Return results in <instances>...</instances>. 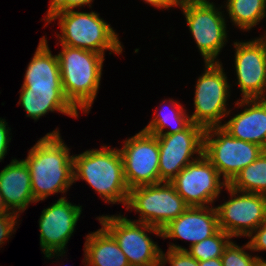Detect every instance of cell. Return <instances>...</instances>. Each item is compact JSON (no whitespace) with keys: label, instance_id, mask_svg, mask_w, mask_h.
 Listing matches in <instances>:
<instances>
[{"label":"cell","instance_id":"obj_11","mask_svg":"<svg viewBox=\"0 0 266 266\" xmlns=\"http://www.w3.org/2000/svg\"><path fill=\"white\" fill-rule=\"evenodd\" d=\"M47 207L42 210L38 221L40 248L46 259L54 257L58 261L66 256V246L84 209L82 205L72 204L66 197H60Z\"/></svg>","mask_w":266,"mask_h":266},{"label":"cell","instance_id":"obj_26","mask_svg":"<svg viewBox=\"0 0 266 266\" xmlns=\"http://www.w3.org/2000/svg\"><path fill=\"white\" fill-rule=\"evenodd\" d=\"M246 250L251 251V253ZM259 259L264 258H261L260 255H252L249 242L239 246L233 240L228 244L221 256L223 266H256Z\"/></svg>","mask_w":266,"mask_h":266},{"label":"cell","instance_id":"obj_10","mask_svg":"<svg viewBox=\"0 0 266 266\" xmlns=\"http://www.w3.org/2000/svg\"><path fill=\"white\" fill-rule=\"evenodd\" d=\"M229 200L215 206L219 229L232 238L248 237L266 221V195L225 188Z\"/></svg>","mask_w":266,"mask_h":266},{"label":"cell","instance_id":"obj_16","mask_svg":"<svg viewBox=\"0 0 266 266\" xmlns=\"http://www.w3.org/2000/svg\"><path fill=\"white\" fill-rule=\"evenodd\" d=\"M163 239L184 240L189 248L214 235L218 230V215L215 206H188L176 219L162 229Z\"/></svg>","mask_w":266,"mask_h":266},{"label":"cell","instance_id":"obj_30","mask_svg":"<svg viewBox=\"0 0 266 266\" xmlns=\"http://www.w3.org/2000/svg\"><path fill=\"white\" fill-rule=\"evenodd\" d=\"M249 245L252 252L266 251V221H264L257 229H255L249 236Z\"/></svg>","mask_w":266,"mask_h":266},{"label":"cell","instance_id":"obj_24","mask_svg":"<svg viewBox=\"0 0 266 266\" xmlns=\"http://www.w3.org/2000/svg\"><path fill=\"white\" fill-rule=\"evenodd\" d=\"M231 188L266 195V150L228 184Z\"/></svg>","mask_w":266,"mask_h":266},{"label":"cell","instance_id":"obj_35","mask_svg":"<svg viewBox=\"0 0 266 266\" xmlns=\"http://www.w3.org/2000/svg\"><path fill=\"white\" fill-rule=\"evenodd\" d=\"M176 4H187V3H214L210 0H175Z\"/></svg>","mask_w":266,"mask_h":266},{"label":"cell","instance_id":"obj_36","mask_svg":"<svg viewBox=\"0 0 266 266\" xmlns=\"http://www.w3.org/2000/svg\"><path fill=\"white\" fill-rule=\"evenodd\" d=\"M256 266H266V260L265 259H259Z\"/></svg>","mask_w":266,"mask_h":266},{"label":"cell","instance_id":"obj_32","mask_svg":"<svg viewBox=\"0 0 266 266\" xmlns=\"http://www.w3.org/2000/svg\"><path fill=\"white\" fill-rule=\"evenodd\" d=\"M143 2L160 10H170V8L176 7L175 0H143Z\"/></svg>","mask_w":266,"mask_h":266},{"label":"cell","instance_id":"obj_8","mask_svg":"<svg viewBox=\"0 0 266 266\" xmlns=\"http://www.w3.org/2000/svg\"><path fill=\"white\" fill-rule=\"evenodd\" d=\"M187 208L188 205L170 182L130 188L126 204L127 211L139 213V218L134 221L160 229L179 217Z\"/></svg>","mask_w":266,"mask_h":266},{"label":"cell","instance_id":"obj_1","mask_svg":"<svg viewBox=\"0 0 266 266\" xmlns=\"http://www.w3.org/2000/svg\"><path fill=\"white\" fill-rule=\"evenodd\" d=\"M58 128L39 138L22 159L31 174V190L36 202L61 193L65 198L74 183L73 153ZM71 154V155H70Z\"/></svg>","mask_w":266,"mask_h":266},{"label":"cell","instance_id":"obj_9","mask_svg":"<svg viewBox=\"0 0 266 266\" xmlns=\"http://www.w3.org/2000/svg\"><path fill=\"white\" fill-rule=\"evenodd\" d=\"M264 150L258 144L230 136L221 127L204 130L203 155L228 184Z\"/></svg>","mask_w":266,"mask_h":266},{"label":"cell","instance_id":"obj_27","mask_svg":"<svg viewBox=\"0 0 266 266\" xmlns=\"http://www.w3.org/2000/svg\"><path fill=\"white\" fill-rule=\"evenodd\" d=\"M170 266H199V261L193 258L187 251H177L167 249V252H161V264Z\"/></svg>","mask_w":266,"mask_h":266},{"label":"cell","instance_id":"obj_31","mask_svg":"<svg viewBox=\"0 0 266 266\" xmlns=\"http://www.w3.org/2000/svg\"><path fill=\"white\" fill-rule=\"evenodd\" d=\"M11 128L8 127V122H6V119L0 118V162L4 160L8 149H9V143L11 142L10 134L12 135Z\"/></svg>","mask_w":266,"mask_h":266},{"label":"cell","instance_id":"obj_25","mask_svg":"<svg viewBox=\"0 0 266 266\" xmlns=\"http://www.w3.org/2000/svg\"><path fill=\"white\" fill-rule=\"evenodd\" d=\"M232 241V237L219 229L214 235L192 245L189 249L176 243H169L168 249L187 251L197 261L221 258L225 248Z\"/></svg>","mask_w":266,"mask_h":266},{"label":"cell","instance_id":"obj_7","mask_svg":"<svg viewBox=\"0 0 266 266\" xmlns=\"http://www.w3.org/2000/svg\"><path fill=\"white\" fill-rule=\"evenodd\" d=\"M184 15L186 25L198 47L204 63L221 62V50L228 43L227 18L223 5L216 3L176 4Z\"/></svg>","mask_w":266,"mask_h":266},{"label":"cell","instance_id":"obj_3","mask_svg":"<svg viewBox=\"0 0 266 266\" xmlns=\"http://www.w3.org/2000/svg\"><path fill=\"white\" fill-rule=\"evenodd\" d=\"M57 54L65 97L84 114L91 111L97 97L105 55L62 45Z\"/></svg>","mask_w":266,"mask_h":266},{"label":"cell","instance_id":"obj_19","mask_svg":"<svg viewBox=\"0 0 266 266\" xmlns=\"http://www.w3.org/2000/svg\"><path fill=\"white\" fill-rule=\"evenodd\" d=\"M0 193L9 210L21 215L34 200L31 190V174L23 160L12 159L0 171Z\"/></svg>","mask_w":266,"mask_h":266},{"label":"cell","instance_id":"obj_22","mask_svg":"<svg viewBox=\"0 0 266 266\" xmlns=\"http://www.w3.org/2000/svg\"><path fill=\"white\" fill-rule=\"evenodd\" d=\"M182 105L172 98L164 99L157 108L158 110L155 109L151 121L142 130L154 136L185 130L192 122L186 107Z\"/></svg>","mask_w":266,"mask_h":266},{"label":"cell","instance_id":"obj_14","mask_svg":"<svg viewBox=\"0 0 266 266\" xmlns=\"http://www.w3.org/2000/svg\"><path fill=\"white\" fill-rule=\"evenodd\" d=\"M119 152L124 176L130 188L159 183V146L157 136L140 130L122 141Z\"/></svg>","mask_w":266,"mask_h":266},{"label":"cell","instance_id":"obj_28","mask_svg":"<svg viewBox=\"0 0 266 266\" xmlns=\"http://www.w3.org/2000/svg\"><path fill=\"white\" fill-rule=\"evenodd\" d=\"M94 0H50L49 8L46 11V16L42 20L47 22L55 13L70 10L79 9L84 6H89L92 8V3Z\"/></svg>","mask_w":266,"mask_h":266},{"label":"cell","instance_id":"obj_13","mask_svg":"<svg viewBox=\"0 0 266 266\" xmlns=\"http://www.w3.org/2000/svg\"><path fill=\"white\" fill-rule=\"evenodd\" d=\"M249 41L233 42L234 69L241 99L266 98V31Z\"/></svg>","mask_w":266,"mask_h":266},{"label":"cell","instance_id":"obj_23","mask_svg":"<svg viewBox=\"0 0 266 266\" xmlns=\"http://www.w3.org/2000/svg\"><path fill=\"white\" fill-rule=\"evenodd\" d=\"M227 19L232 26L241 31L248 32L260 24L266 17V0H225Z\"/></svg>","mask_w":266,"mask_h":266},{"label":"cell","instance_id":"obj_17","mask_svg":"<svg viewBox=\"0 0 266 266\" xmlns=\"http://www.w3.org/2000/svg\"><path fill=\"white\" fill-rule=\"evenodd\" d=\"M235 107L240 112L230 116L232 108L221 128L230 136L258 144L266 150V98L264 99H238ZM243 107V108H242Z\"/></svg>","mask_w":266,"mask_h":266},{"label":"cell","instance_id":"obj_6","mask_svg":"<svg viewBox=\"0 0 266 266\" xmlns=\"http://www.w3.org/2000/svg\"><path fill=\"white\" fill-rule=\"evenodd\" d=\"M204 72L199 75L194 92V112L189 114L191 122L204 130L221 127L230 108L227 106L231 85L222 62L204 63Z\"/></svg>","mask_w":266,"mask_h":266},{"label":"cell","instance_id":"obj_4","mask_svg":"<svg viewBox=\"0 0 266 266\" xmlns=\"http://www.w3.org/2000/svg\"><path fill=\"white\" fill-rule=\"evenodd\" d=\"M99 15L92 10L80 12L70 9L55 13L45 26L52 21H58L60 32L55 33L58 37L56 41L59 40L57 45L82 48L102 55H105L106 51H110V55H121L124 45L119 40V34Z\"/></svg>","mask_w":266,"mask_h":266},{"label":"cell","instance_id":"obj_5","mask_svg":"<svg viewBox=\"0 0 266 266\" xmlns=\"http://www.w3.org/2000/svg\"><path fill=\"white\" fill-rule=\"evenodd\" d=\"M96 220L116 240L130 266H160L162 249L149 236L162 237L160 228L128 219L120 213L101 215Z\"/></svg>","mask_w":266,"mask_h":266},{"label":"cell","instance_id":"obj_18","mask_svg":"<svg viewBox=\"0 0 266 266\" xmlns=\"http://www.w3.org/2000/svg\"><path fill=\"white\" fill-rule=\"evenodd\" d=\"M33 55L21 87H28L30 92H63L58 56L52 54L45 35Z\"/></svg>","mask_w":266,"mask_h":266},{"label":"cell","instance_id":"obj_15","mask_svg":"<svg viewBox=\"0 0 266 266\" xmlns=\"http://www.w3.org/2000/svg\"><path fill=\"white\" fill-rule=\"evenodd\" d=\"M203 136L204 129L194 123L181 132L157 135L159 183L170 182L184 167L203 154Z\"/></svg>","mask_w":266,"mask_h":266},{"label":"cell","instance_id":"obj_20","mask_svg":"<svg viewBox=\"0 0 266 266\" xmlns=\"http://www.w3.org/2000/svg\"><path fill=\"white\" fill-rule=\"evenodd\" d=\"M84 266H130L113 236L102 226L85 236Z\"/></svg>","mask_w":266,"mask_h":266},{"label":"cell","instance_id":"obj_21","mask_svg":"<svg viewBox=\"0 0 266 266\" xmlns=\"http://www.w3.org/2000/svg\"><path fill=\"white\" fill-rule=\"evenodd\" d=\"M19 94L18 105L24 109L26 117L34 121L54 111L74 119L79 118V110L69 102L64 92H30L28 87H21Z\"/></svg>","mask_w":266,"mask_h":266},{"label":"cell","instance_id":"obj_34","mask_svg":"<svg viewBox=\"0 0 266 266\" xmlns=\"http://www.w3.org/2000/svg\"><path fill=\"white\" fill-rule=\"evenodd\" d=\"M5 214H15L9 210L7 205L4 202V199L0 193V215H5Z\"/></svg>","mask_w":266,"mask_h":266},{"label":"cell","instance_id":"obj_2","mask_svg":"<svg viewBox=\"0 0 266 266\" xmlns=\"http://www.w3.org/2000/svg\"><path fill=\"white\" fill-rule=\"evenodd\" d=\"M74 183L84 180L104 203L126 207L129 187L124 176V167L119 148L102 145L73 155Z\"/></svg>","mask_w":266,"mask_h":266},{"label":"cell","instance_id":"obj_12","mask_svg":"<svg viewBox=\"0 0 266 266\" xmlns=\"http://www.w3.org/2000/svg\"><path fill=\"white\" fill-rule=\"evenodd\" d=\"M202 154L184 167L170 183L188 206H212L228 183Z\"/></svg>","mask_w":266,"mask_h":266},{"label":"cell","instance_id":"obj_33","mask_svg":"<svg viewBox=\"0 0 266 266\" xmlns=\"http://www.w3.org/2000/svg\"><path fill=\"white\" fill-rule=\"evenodd\" d=\"M199 266H223V263L221 258H214L206 261H199Z\"/></svg>","mask_w":266,"mask_h":266},{"label":"cell","instance_id":"obj_29","mask_svg":"<svg viewBox=\"0 0 266 266\" xmlns=\"http://www.w3.org/2000/svg\"><path fill=\"white\" fill-rule=\"evenodd\" d=\"M18 218L20 217L17 214L0 215V248L15 234L20 221Z\"/></svg>","mask_w":266,"mask_h":266}]
</instances>
